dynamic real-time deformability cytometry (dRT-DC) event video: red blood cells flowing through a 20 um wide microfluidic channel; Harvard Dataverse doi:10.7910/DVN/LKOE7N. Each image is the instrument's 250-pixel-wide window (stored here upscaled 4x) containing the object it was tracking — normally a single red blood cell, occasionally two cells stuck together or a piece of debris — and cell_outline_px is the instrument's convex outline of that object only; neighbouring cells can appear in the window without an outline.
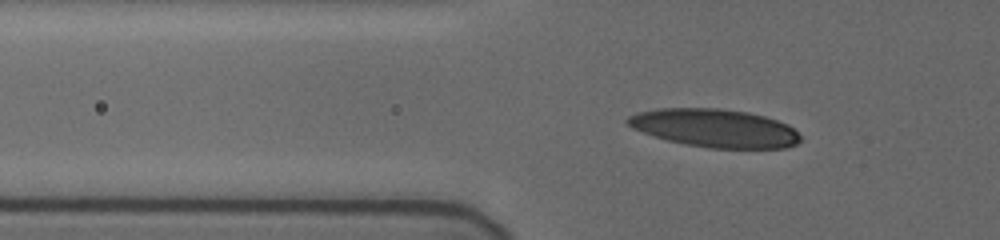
{"species": "human", "species_latin": "Homo sapiens", "temperature_condition": "cold", "stored_images_in_passage": 58, "camera_frame_rate_fps": 3000, "um_per_image_px": 0.085, "donor": {"sex": "female"}, "frame": {"image": 1, "passage_image": 22, "time_ms": 7.0, "image_size_px": [1000, 240], "cell_outline_px": [[800, 140], [796, 144], [788, 148], [708, 148], [668, 140], [632, 128], [624, 120], [628, 116], [636, 112], [656, 108], [720, 108], [748, 112], [764, 116], [788, 124], [800, 136]], "centroid_in_image_um": [60.74, 10.88], "position_along_channel_um": 65.1, "area_um2": 38.38}}
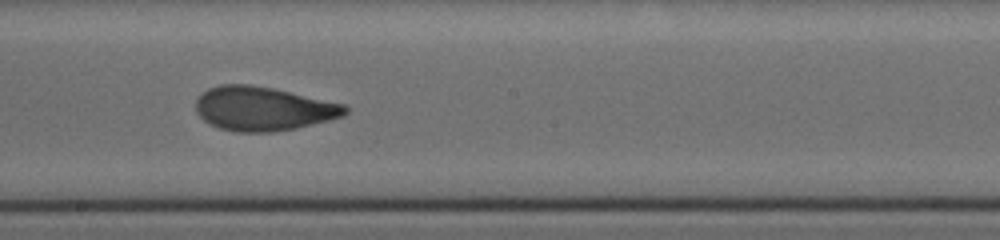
{"frame": {"image": 2, "passage_image": 36, "time_ms": 11.667, "image_size_px": [1000, 240], "cell_outline_px": [[348, 112], [344, 116], [296, 128], [272, 132], [236, 132], [220, 128], [204, 120], [196, 112], [196, 100], [208, 88], [220, 84], [248, 84], [272, 88], [344, 104], [348, 108]], "centroid_in_image_um": [22.36, 9.24], "position_along_channel_um": 225.8, "area_um2": 38.03}}
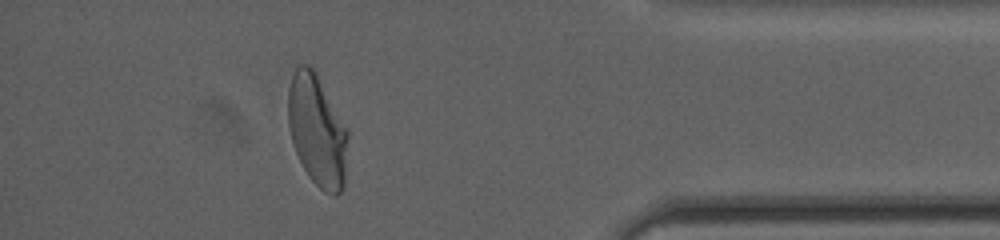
{"frame": {"image": 3, "passage_image": 53, "time_ms": 17.333, "image_size_px": [1000, 240], "cell_outline_px": [[348, 136], [344, 188], [336, 196], [332, 196], [324, 192], [308, 176], [296, 152], [292, 140], [288, 124], [288, 88], [292, 76], [296, 68], [300, 64], [308, 64], [316, 72], [348, 132]], "centroid_in_image_um": [26.96, 11.12], "position_along_channel_um": 408.2, "area_um2": 38.61}, "authors_computed_cell_mechanics": {"area_um2": 37.4833, "velocity_mm_per_s": 3.7026, "shape_relaxation_time_tau1_ms": 5.0688, "shape_relaxation_time_tau2_ms": 1.1075, "deformation_change_tau1": 0.1934, "deformation_change_tau2": 0.0776}}